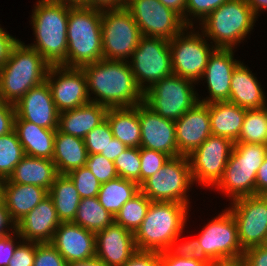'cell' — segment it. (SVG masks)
Segmentation results:
<instances>
[{
	"instance_id": "6da1fadb",
	"label": "cell",
	"mask_w": 267,
	"mask_h": 266,
	"mask_svg": "<svg viewBox=\"0 0 267 266\" xmlns=\"http://www.w3.org/2000/svg\"><path fill=\"white\" fill-rule=\"evenodd\" d=\"M82 70L91 102L107 108L143 103L144 92L137 85L129 62L102 59L83 66Z\"/></svg>"
},
{
	"instance_id": "7a4b0ae2",
	"label": "cell",
	"mask_w": 267,
	"mask_h": 266,
	"mask_svg": "<svg viewBox=\"0 0 267 266\" xmlns=\"http://www.w3.org/2000/svg\"><path fill=\"white\" fill-rule=\"evenodd\" d=\"M31 23L34 41L28 44L51 66L67 67V24L69 5L53 0H37Z\"/></svg>"
},
{
	"instance_id": "3957f363",
	"label": "cell",
	"mask_w": 267,
	"mask_h": 266,
	"mask_svg": "<svg viewBox=\"0 0 267 266\" xmlns=\"http://www.w3.org/2000/svg\"><path fill=\"white\" fill-rule=\"evenodd\" d=\"M50 64L19 40L0 68V100L16 104L31 88L46 81Z\"/></svg>"
},
{
	"instance_id": "277c9868",
	"label": "cell",
	"mask_w": 267,
	"mask_h": 266,
	"mask_svg": "<svg viewBox=\"0 0 267 266\" xmlns=\"http://www.w3.org/2000/svg\"><path fill=\"white\" fill-rule=\"evenodd\" d=\"M102 9L69 5L67 67L82 68L103 59Z\"/></svg>"
},
{
	"instance_id": "5b68a950",
	"label": "cell",
	"mask_w": 267,
	"mask_h": 266,
	"mask_svg": "<svg viewBox=\"0 0 267 266\" xmlns=\"http://www.w3.org/2000/svg\"><path fill=\"white\" fill-rule=\"evenodd\" d=\"M190 207L178 202H151L141 226L134 233L138 251H165L189 221Z\"/></svg>"
},
{
	"instance_id": "8992f818",
	"label": "cell",
	"mask_w": 267,
	"mask_h": 266,
	"mask_svg": "<svg viewBox=\"0 0 267 266\" xmlns=\"http://www.w3.org/2000/svg\"><path fill=\"white\" fill-rule=\"evenodd\" d=\"M257 18L245 0H229L199 23V29L216 47L236 49L254 29Z\"/></svg>"
},
{
	"instance_id": "52a82bcc",
	"label": "cell",
	"mask_w": 267,
	"mask_h": 266,
	"mask_svg": "<svg viewBox=\"0 0 267 266\" xmlns=\"http://www.w3.org/2000/svg\"><path fill=\"white\" fill-rule=\"evenodd\" d=\"M267 157V145L234 143L223 177L213 189L226 195L230 202L255 195L256 174Z\"/></svg>"
},
{
	"instance_id": "ba28073f",
	"label": "cell",
	"mask_w": 267,
	"mask_h": 266,
	"mask_svg": "<svg viewBox=\"0 0 267 266\" xmlns=\"http://www.w3.org/2000/svg\"><path fill=\"white\" fill-rule=\"evenodd\" d=\"M195 82L172 74L143 94V103L163 118L178 120L199 102Z\"/></svg>"
},
{
	"instance_id": "9c48e42d",
	"label": "cell",
	"mask_w": 267,
	"mask_h": 266,
	"mask_svg": "<svg viewBox=\"0 0 267 266\" xmlns=\"http://www.w3.org/2000/svg\"><path fill=\"white\" fill-rule=\"evenodd\" d=\"M197 27L187 26L169 40L173 74L189 79L196 85L205 71L209 56L216 49Z\"/></svg>"
},
{
	"instance_id": "30bf717a",
	"label": "cell",
	"mask_w": 267,
	"mask_h": 266,
	"mask_svg": "<svg viewBox=\"0 0 267 266\" xmlns=\"http://www.w3.org/2000/svg\"><path fill=\"white\" fill-rule=\"evenodd\" d=\"M193 185L187 156H178L170 158L147 178L140 185V191L152 202H178L190 207L188 192Z\"/></svg>"
},
{
	"instance_id": "8fae6325",
	"label": "cell",
	"mask_w": 267,
	"mask_h": 266,
	"mask_svg": "<svg viewBox=\"0 0 267 266\" xmlns=\"http://www.w3.org/2000/svg\"><path fill=\"white\" fill-rule=\"evenodd\" d=\"M103 59L129 61L142 37L130 12L120 8L102 9Z\"/></svg>"
},
{
	"instance_id": "7c38bea8",
	"label": "cell",
	"mask_w": 267,
	"mask_h": 266,
	"mask_svg": "<svg viewBox=\"0 0 267 266\" xmlns=\"http://www.w3.org/2000/svg\"><path fill=\"white\" fill-rule=\"evenodd\" d=\"M128 62L143 92L173 74L169 40L161 37L142 36Z\"/></svg>"
},
{
	"instance_id": "4fadbf2b",
	"label": "cell",
	"mask_w": 267,
	"mask_h": 266,
	"mask_svg": "<svg viewBox=\"0 0 267 266\" xmlns=\"http://www.w3.org/2000/svg\"><path fill=\"white\" fill-rule=\"evenodd\" d=\"M233 147L231 139L211 134L192 151L187 158L193 183L213 189L223 177Z\"/></svg>"
},
{
	"instance_id": "5bb4252c",
	"label": "cell",
	"mask_w": 267,
	"mask_h": 266,
	"mask_svg": "<svg viewBox=\"0 0 267 266\" xmlns=\"http://www.w3.org/2000/svg\"><path fill=\"white\" fill-rule=\"evenodd\" d=\"M196 236L206 255L214 262L241 260V247L236 221L228 208L218 213Z\"/></svg>"
},
{
	"instance_id": "9a60e30c",
	"label": "cell",
	"mask_w": 267,
	"mask_h": 266,
	"mask_svg": "<svg viewBox=\"0 0 267 266\" xmlns=\"http://www.w3.org/2000/svg\"><path fill=\"white\" fill-rule=\"evenodd\" d=\"M124 7L132 15L142 36L171 40L187 27L178 13L159 0H125Z\"/></svg>"
},
{
	"instance_id": "2e32d148",
	"label": "cell",
	"mask_w": 267,
	"mask_h": 266,
	"mask_svg": "<svg viewBox=\"0 0 267 266\" xmlns=\"http://www.w3.org/2000/svg\"><path fill=\"white\" fill-rule=\"evenodd\" d=\"M229 204L242 249L267 244V195L240 197Z\"/></svg>"
},
{
	"instance_id": "e0dca14e",
	"label": "cell",
	"mask_w": 267,
	"mask_h": 266,
	"mask_svg": "<svg viewBox=\"0 0 267 266\" xmlns=\"http://www.w3.org/2000/svg\"><path fill=\"white\" fill-rule=\"evenodd\" d=\"M46 81L59 112L75 109L91 102L82 68L50 66Z\"/></svg>"
},
{
	"instance_id": "ac0fdd59",
	"label": "cell",
	"mask_w": 267,
	"mask_h": 266,
	"mask_svg": "<svg viewBox=\"0 0 267 266\" xmlns=\"http://www.w3.org/2000/svg\"><path fill=\"white\" fill-rule=\"evenodd\" d=\"M235 49L216 48L209 56L207 66L200 81L206 83L209 95L198 96L199 102L208 104L229 101L231 76L236 66L241 62L234 58Z\"/></svg>"
},
{
	"instance_id": "d6986e66",
	"label": "cell",
	"mask_w": 267,
	"mask_h": 266,
	"mask_svg": "<svg viewBox=\"0 0 267 266\" xmlns=\"http://www.w3.org/2000/svg\"><path fill=\"white\" fill-rule=\"evenodd\" d=\"M138 118L141 129L140 147L163 152L171 158L179 156L173 120L163 118L144 103L138 104Z\"/></svg>"
},
{
	"instance_id": "ffe728a7",
	"label": "cell",
	"mask_w": 267,
	"mask_h": 266,
	"mask_svg": "<svg viewBox=\"0 0 267 266\" xmlns=\"http://www.w3.org/2000/svg\"><path fill=\"white\" fill-rule=\"evenodd\" d=\"M14 106L15 119H23L46 129H58L60 112L54 104L47 81L31 88Z\"/></svg>"
},
{
	"instance_id": "44dd1931",
	"label": "cell",
	"mask_w": 267,
	"mask_h": 266,
	"mask_svg": "<svg viewBox=\"0 0 267 266\" xmlns=\"http://www.w3.org/2000/svg\"><path fill=\"white\" fill-rule=\"evenodd\" d=\"M95 256L108 266H124L138 251L134 233L113 222L95 233Z\"/></svg>"
},
{
	"instance_id": "7402d4cb",
	"label": "cell",
	"mask_w": 267,
	"mask_h": 266,
	"mask_svg": "<svg viewBox=\"0 0 267 266\" xmlns=\"http://www.w3.org/2000/svg\"><path fill=\"white\" fill-rule=\"evenodd\" d=\"M174 123L179 156H188L212 134L209 103L198 102Z\"/></svg>"
},
{
	"instance_id": "603a6c76",
	"label": "cell",
	"mask_w": 267,
	"mask_h": 266,
	"mask_svg": "<svg viewBox=\"0 0 267 266\" xmlns=\"http://www.w3.org/2000/svg\"><path fill=\"white\" fill-rule=\"evenodd\" d=\"M50 243L67 263L95 256V233L72 222H61Z\"/></svg>"
},
{
	"instance_id": "cb8c5ba5",
	"label": "cell",
	"mask_w": 267,
	"mask_h": 266,
	"mask_svg": "<svg viewBox=\"0 0 267 266\" xmlns=\"http://www.w3.org/2000/svg\"><path fill=\"white\" fill-rule=\"evenodd\" d=\"M61 221L49 195L16 223L22 241L50 243Z\"/></svg>"
},
{
	"instance_id": "d4e9b609",
	"label": "cell",
	"mask_w": 267,
	"mask_h": 266,
	"mask_svg": "<svg viewBox=\"0 0 267 266\" xmlns=\"http://www.w3.org/2000/svg\"><path fill=\"white\" fill-rule=\"evenodd\" d=\"M255 75L242 61L236 66L231 76L229 102L246 110L267 106L266 93Z\"/></svg>"
},
{
	"instance_id": "484cf974",
	"label": "cell",
	"mask_w": 267,
	"mask_h": 266,
	"mask_svg": "<svg viewBox=\"0 0 267 266\" xmlns=\"http://www.w3.org/2000/svg\"><path fill=\"white\" fill-rule=\"evenodd\" d=\"M2 185L3 202L15 223L48 196V190L36 185L10 183L7 179L2 181Z\"/></svg>"
},
{
	"instance_id": "4316f807",
	"label": "cell",
	"mask_w": 267,
	"mask_h": 266,
	"mask_svg": "<svg viewBox=\"0 0 267 266\" xmlns=\"http://www.w3.org/2000/svg\"><path fill=\"white\" fill-rule=\"evenodd\" d=\"M108 108L89 102L75 109L59 113L58 129L72 136L84 139L96 126L106 119Z\"/></svg>"
},
{
	"instance_id": "83f0119b",
	"label": "cell",
	"mask_w": 267,
	"mask_h": 266,
	"mask_svg": "<svg viewBox=\"0 0 267 266\" xmlns=\"http://www.w3.org/2000/svg\"><path fill=\"white\" fill-rule=\"evenodd\" d=\"M14 130L25 155L52 160L56 130L46 129L23 119L14 120Z\"/></svg>"
},
{
	"instance_id": "f1b7e54d",
	"label": "cell",
	"mask_w": 267,
	"mask_h": 266,
	"mask_svg": "<svg viewBox=\"0 0 267 266\" xmlns=\"http://www.w3.org/2000/svg\"><path fill=\"white\" fill-rule=\"evenodd\" d=\"M57 175L52 160L25 155L7 180L10 183L36 185L49 191Z\"/></svg>"
},
{
	"instance_id": "f546056e",
	"label": "cell",
	"mask_w": 267,
	"mask_h": 266,
	"mask_svg": "<svg viewBox=\"0 0 267 266\" xmlns=\"http://www.w3.org/2000/svg\"><path fill=\"white\" fill-rule=\"evenodd\" d=\"M87 158L84 139L56 130L52 161L58 174H68L74 169L85 166Z\"/></svg>"
},
{
	"instance_id": "4dcf8cb0",
	"label": "cell",
	"mask_w": 267,
	"mask_h": 266,
	"mask_svg": "<svg viewBox=\"0 0 267 266\" xmlns=\"http://www.w3.org/2000/svg\"><path fill=\"white\" fill-rule=\"evenodd\" d=\"M246 109L229 101L209 103L212 135L223 136L233 142L238 140Z\"/></svg>"
},
{
	"instance_id": "1f68e13d",
	"label": "cell",
	"mask_w": 267,
	"mask_h": 266,
	"mask_svg": "<svg viewBox=\"0 0 267 266\" xmlns=\"http://www.w3.org/2000/svg\"><path fill=\"white\" fill-rule=\"evenodd\" d=\"M106 119L114 138L127 147L140 148L141 129L138 118V105L132 107L108 108Z\"/></svg>"
},
{
	"instance_id": "d6a6232c",
	"label": "cell",
	"mask_w": 267,
	"mask_h": 266,
	"mask_svg": "<svg viewBox=\"0 0 267 266\" xmlns=\"http://www.w3.org/2000/svg\"><path fill=\"white\" fill-rule=\"evenodd\" d=\"M48 195L53 201L58 219L61 222H72L81 201L72 180L66 174H58Z\"/></svg>"
},
{
	"instance_id": "836d02e7",
	"label": "cell",
	"mask_w": 267,
	"mask_h": 266,
	"mask_svg": "<svg viewBox=\"0 0 267 266\" xmlns=\"http://www.w3.org/2000/svg\"><path fill=\"white\" fill-rule=\"evenodd\" d=\"M140 191V185L131 180L117 177L101 184L97 198L101 205L113 216L121 207Z\"/></svg>"
},
{
	"instance_id": "e575fe53",
	"label": "cell",
	"mask_w": 267,
	"mask_h": 266,
	"mask_svg": "<svg viewBox=\"0 0 267 266\" xmlns=\"http://www.w3.org/2000/svg\"><path fill=\"white\" fill-rule=\"evenodd\" d=\"M114 222V217L101 205L97 196L81 199L72 223L94 233Z\"/></svg>"
},
{
	"instance_id": "d590c367",
	"label": "cell",
	"mask_w": 267,
	"mask_h": 266,
	"mask_svg": "<svg viewBox=\"0 0 267 266\" xmlns=\"http://www.w3.org/2000/svg\"><path fill=\"white\" fill-rule=\"evenodd\" d=\"M234 143L267 145V106L246 110L241 132Z\"/></svg>"
},
{
	"instance_id": "8d00e7d4",
	"label": "cell",
	"mask_w": 267,
	"mask_h": 266,
	"mask_svg": "<svg viewBox=\"0 0 267 266\" xmlns=\"http://www.w3.org/2000/svg\"><path fill=\"white\" fill-rule=\"evenodd\" d=\"M152 201L141 191L128 200L114 217V222L135 233L141 226Z\"/></svg>"
},
{
	"instance_id": "74e56055",
	"label": "cell",
	"mask_w": 267,
	"mask_h": 266,
	"mask_svg": "<svg viewBox=\"0 0 267 266\" xmlns=\"http://www.w3.org/2000/svg\"><path fill=\"white\" fill-rule=\"evenodd\" d=\"M24 156L22 144L15 130L0 136V180L8 179Z\"/></svg>"
},
{
	"instance_id": "f35d334b",
	"label": "cell",
	"mask_w": 267,
	"mask_h": 266,
	"mask_svg": "<svg viewBox=\"0 0 267 266\" xmlns=\"http://www.w3.org/2000/svg\"><path fill=\"white\" fill-rule=\"evenodd\" d=\"M118 177L131 180L141 185L140 148L128 147L114 161Z\"/></svg>"
},
{
	"instance_id": "ab89813d",
	"label": "cell",
	"mask_w": 267,
	"mask_h": 266,
	"mask_svg": "<svg viewBox=\"0 0 267 266\" xmlns=\"http://www.w3.org/2000/svg\"><path fill=\"white\" fill-rule=\"evenodd\" d=\"M180 233L165 250L169 255L177 257H190L196 261L204 263L206 266H211L214 262L206 255L197 237L188 240H179L182 237ZM180 241V242H179Z\"/></svg>"
},
{
	"instance_id": "60d3db41",
	"label": "cell",
	"mask_w": 267,
	"mask_h": 266,
	"mask_svg": "<svg viewBox=\"0 0 267 266\" xmlns=\"http://www.w3.org/2000/svg\"><path fill=\"white\" fill-rule=\"evenodd\" d=\"M66 175L72 180L81 199L98 195L101 184L86 166L74 169Z\"/></svg>"
},
{
	"instance_id": "b9f144b4",
	"label": "cell",
	"mask_w": 267,
	"mask_h": 266,
	"mask_svg": "<svg viewBox=\"0 0 267 266\" xmlns=\"http://www.w3.org/2000/svg\"><path fill=\"white\" fill-rule=\"evenodd\" d=\"M113 138L114 136L110 124L107 119H105L84 138L88 154H100L102 151H105Z\"/></svg>"
},
{
	"instance_id": "7bdbcfd3",
	"label": "cell",
	"mask_w": 267,
	"mask_h": 266,
	"mask_svg": "<svg viewBox=\"0 0 267 266\" xmlns=\"http://www.w3.org/2000/svg\"><path fill=\"white\" fill-rule=\"evenodd\" d=\"M227 1L229 0H187L186 25H197L203 19H205L212 11H214Z\"/></svg>"
},
{
	"instance_id": "ee69618b",
	"label": "cell",
	"mask_w": 267,
	"mask_h": 266,
	"mask_svg": "<svg viewBox=\"0 0 267 266\" xmlns=\"http://www.w3.org/2000/svg\"><path fill=\"white\" fill-rule=\"evenodd\" d=\"M170 158L169 155L163 152L140 147L141 184L147 178L158 172Z\"/></svg>"
},
{
	"instance_id": "f6af8a7d",
	"label": "cell",
	"mask_w": 267,
	"mask_h": 266,
	"mask_svg": "<svg viewBox=\"0 0 267 266\" xmlns=\"http://www.w3.org/2000/svg\"><path fill=\"white\" fill-rule=\"evenodd\" d=\"M85 166L98 179L100 184L118 177L114 162L108 160L101 154H88Z\"/></svg>"
},
{
	"instance_id": "bcb514c9",
	"label": "cell",
	"mask_w": 267,
	"mask_h": 266,
	"mask_svg": "<svg viewBox=\"0 0 267 266\" xmlns=\"http://www.w3.org/2000/svg\"><path fill=\"white\" fill-rule=\"evenodd\" d=\"M67 262L51 243H37L33 266H66Z\"/></svg>"
},
{
	"instance_id": "7dc6e473",
	"label": "cell",
	"mask_w": 267,
	"mask_h": 266,
	"mask_svg": "<svg viewBox=\"0 0 267 266\" xmlns=\"http://www.w3.org/2000/svg\"><path fill=\"white\" fill-rule=\"evenodd\" d=\"M36 242L21 241L14 250L8 266H33Z\"/></svg>"
},
{
	"instance_id": "c3c4849f",
	"label": "cell",
	"mask_w": 267,
	"mask_h": 266,
	"mask_svg": "<svg viewBox=\"0 0 267 266\" xmlns=\"http://www.w3.org/2000/svg\"><path fill=\"white\" fill-rule=\"evenodd\" d=\"M19 239V241L17 240ZM22 241L17 232L0 237V266H8L14 250Z\"/></svg>"
},
{
	"instance_id": "681fc988",
	"label": "cell",
	"mask_w": 267,
	"mask_h": 266,
	"mask_svg": "<svg viewBox=\"0 0 267 266\" xmlns=\"http://www.w3.org/2000/svg\"><path fill=\"white\" fill-rule=\"evenodd\" d=\"M241 260L245 266H267V244L246 249Z\"/></svg>"
},
{
	"instance_id": "f907efd6",
	"label": "cell",
	"mask_w": 267,
	"mask_h": 266,
	"mask_svg": "<svg viewBox=\"0 0 267 266\" xmlns=\"http://www.w3.org/2000/svg\"><path fill=\"white\" fill-rule=\"evenodd\" d=\"M16 110L14 104L0 100V136L14 130Z\"/></svg>"
},
{
	"instance_id": "816d5d0a",
	"label": "cell",
	"mask_w": 267,
	"mask_h": 266,
	"mask_svg": "<svg viewBox=\"0 0 267 266\" xmlns=\"http://www.w3.org/2000/svg\"><path fill=\"white\" fill-rule=\"evenodd\" d=\"M124 266H161L160 252L137 251Z\"/></svg>"
},
{
	"instance_id": "f5cc1de1",
	"label": "cell",
	"mask_w": 267,
	"mask_h": 266,
	"mask_svg": "<svg viewBox=\"0 0 267 266\" xmlns=\"http://www.w3.org/2000/svg\"><path fill=\"white\" fill-rule=\"evenodd\" d=\"M19 40L20 39L5 31L0 24V68L10 57L13 47Z\"/></svg>"
},
{
	"instance_id": "db71d44e",
	"label": "cell",
	"mask_w": 267,
	"mask_h": 266,
	"mask_svg": "<svg viewBox=\"0 0 267 266\" xmlns=\"http://www.w3.org/2000/svg\"><path fill=\"white\" fill-rule=\"evenodd\" d=\"M160 264L161 266H206L193 258L169 255L166 251L160 252Z\"/></svg>"
},
{
	"instance_id": "11a10c76",
	"label": "cell",
	"mask_w": 267,
	"mask_h": 266,
	"mask_svg": "<svg viewBox=\"0 0 267 266\" xmlns=\"http://www.w3.org/2000/svg\"><path fill=\"white\" fill-rule=\"evenodd\" d=\"M16 232V223L11 219L10 214L2 201L0 203V237Z\"/></svg>"
},
{
	"instance_id": "9f6ffc18",
	"label": "cell",
	"mask_w": 267,
	"mask_h": 266,
	"mask_svg": "<svg viewBox=\"0 0 267 266\" xmlns=\"http://www.w3.org/2000/svg\"><path fill=\"white\" fill-rule=\"evenodd\" d=\"M255 195H267V157L256 174Z\"/></svg>"
},
{
	"instance_id": "6f0895ef",
	"label": "cell",
	"mask_w": 267,
	"mask_h": 266,
	"mask_svg": "<svg viewBox=\"0 0 267 266\" xmlns=\"http://www.w3.org/2000/svg\"><path fill=\"white\" fill-rule=\"evenodd\" d=\"M127 148L128 147L122 142H120L117 138H113L106 147L105 151H102L100 154L103 155L108 160L114 162L115 159Z\"/></svg>"
},
{
	"instance_id": "680465c9",
	"label": "cell",
	"mask_w": 267,
	"mask_h": 266,
	"mask_svg": "<svg viewBox=\"0 0 267 266\" xmlns=\"http://www.w3.org/2000/svg\"><path fill=\"white\" fill-rule=\"evenodd\" d=\"M125 5V0H87V6L97 9L120 8Z\"/></svg>"
},
{
	"instance_id": "91938a15",
	"label": "cell",
	"mask_w": 267,
	"mask_h": 266,
	"mask_svg": "<svg viewBox=\"0 0 267 266\" xmlns=\"http://www.w3.org/2000/svg\"><path fill=\"white\" fill-rule=\"evenodd\" d=\"M166 7L174 10L182 18L186 24V3L187 0H159Z\"/></svg>"
},
{
	"instance_id": "94428289",
	"label": "cell",
	"mask_w": 267,
	"mask_h": 266,
	"mask_svg": "<svg viewBox=\"0 0 267 266\" xmlns=\"http://www.w3.org/2000/svg\"><path fill=\"white\" fill-rule=\"evenodd\" d=\"M245 1L250 6L256 18L260 16L259 15L260 13L267 11V0H245Z\"/></svg>"
},
{
	"instance_id": "6125c7cd",
	"label": "cell",
	"mask_w": 267,
	"mask_h": 266,
	"mask_svg": "<svg viewBox=\"0 0 267 266\" xmlns=\"http://www.w3.org/2000/svg\"><path fill=\"white\" fill-rule=\"evenodd\" d=\"M66 266H108L96 256L80 261H73L66 264Z\"/></svg>"
},
{
	"instance_id": "be15d7a7",
	"label": "cell",
	"mask_w": 267,
	"mask_h": 266,
	"mask_svg": "<svg viewBox=\"0 0 267 266\" xmlns=\"http://www.w3.org/2000/svg\"><path fill=\"white\" fill-rule=\"evenodd\" d=\"M211 266H245L242 260L237 261H227V262H217L213 263Z\"/></svg>"
},
{
	"instance_id": "e7e4bbea",
	"label": "cell",
	"mask_w": 267,
	"mask_h": 266,
	"mask_svg": "<svg viewBox=\"0 0 267 266\" xmlns=\"http://www.w3.org/2000/svg\"><path fill=\"white\" fill-rule=\"evenodd\" d=\"M60 3L68 4L71 6L85 5L87 6V0H53Z\"/></svg>"
},
{
	"instance_id": "03108f58",
	"label": "cell",
	"mask_w": 267,
	"mask_h": 266,
	"mask_svg": "<svg viewBox=\"0 0 267 266\" xmlns=\"http://www.w3.org/2000/svg\"><path fill=\"white\" fill-rule=\"evenodd\" d=\"M3 201V185L2 180H0V203Z\"/></svg>"
}]
</instances>
